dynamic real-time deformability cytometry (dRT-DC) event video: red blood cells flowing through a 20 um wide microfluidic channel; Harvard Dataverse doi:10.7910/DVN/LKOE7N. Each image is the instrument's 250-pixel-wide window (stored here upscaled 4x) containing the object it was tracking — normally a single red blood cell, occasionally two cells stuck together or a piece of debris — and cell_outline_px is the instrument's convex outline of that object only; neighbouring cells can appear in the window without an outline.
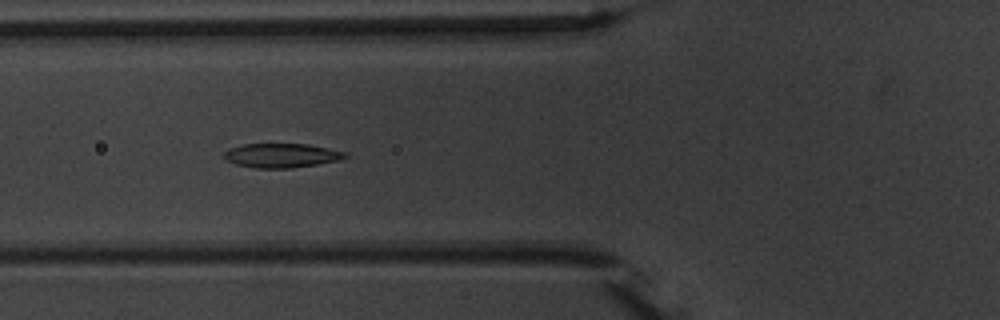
{"species": "common noctule bat (a hibernating species)", "species_latin": "Nyctalus noctula", "temperature_condition": "warm", "stored_images_in_passage": 6, "camera_frame_rate_fps": 3000, "um_per_image_px": 0.085, "animal": {"sex": "male", "body_mass_g": 20.1, "forearm_length_mm": 53.5}, "frame": {"image": 1, "passage_image": 3, "time_ms": 3.0, "image_size_px": [1000, 320], "cell_outline_px": [[348, 156], [336, 160], [316, 164], [292, 168], [256, 168], [236, 164], [228, 160], [224, 156], [224, 152], [228, 148], [244, 144], [308, 144], [348, 152]], "centroid_in_image_um": [23.92, 13.21], "position_along_channel_um": 101.9, "area_um2": 16.94}}
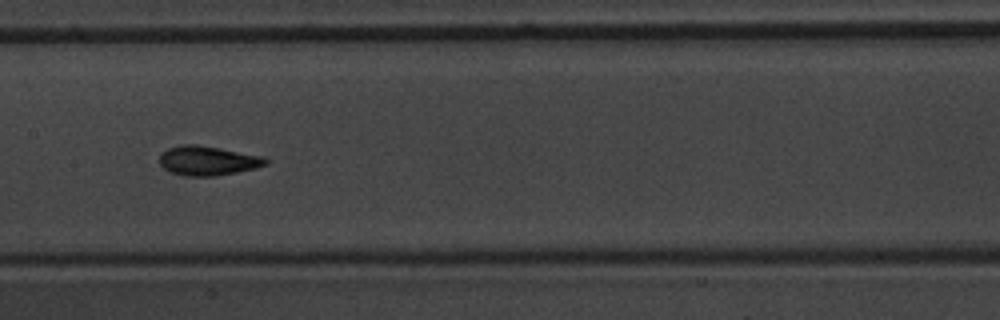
{"frame": {"image": 2, "passage_image": 5, "time_ms": 5.333, "image_size_px": [1000, 320], "cell_outline_px": [[268, 164], [256, 168], [216, 176], [184, 176], [172, 172], [164, 168], [160, 164], [160, 152], [168, 148], [184, 144], [196, 144], [220, 148], [264, 156], [268, 160]], "centroid_in_image_um": [17.67, 13.65], "position_along_channel_um": 189.7, "area_um2": 18.26}}
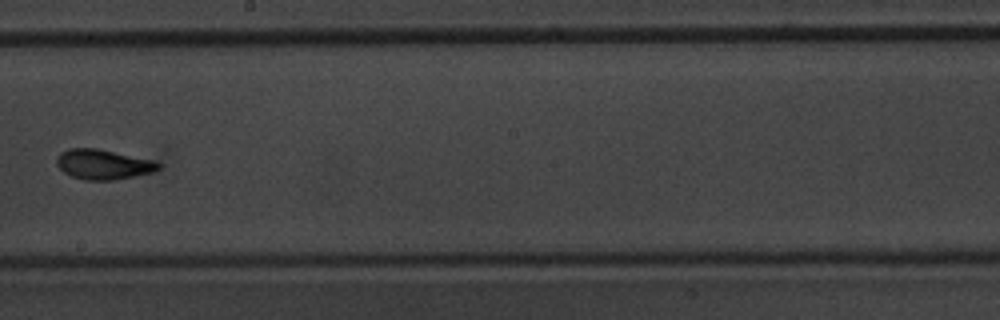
{"frame": {"image": 3, "passage_image": 6, "time_ms": 6.667, "image_size_px": [1000, 320], "cell_outline_px": [[160, 168], [152, 172], [116, 180], [84, 180], [72, 176], [64, 172], [56, 164], [56, 156], [60, 152], [68, 148], [96, 148], [156, 160], [160, 164]], "centroid_in_image_um": [8.77, 13.96], "position_along_channel_um": 239.4, "area_um2": 17.92}}